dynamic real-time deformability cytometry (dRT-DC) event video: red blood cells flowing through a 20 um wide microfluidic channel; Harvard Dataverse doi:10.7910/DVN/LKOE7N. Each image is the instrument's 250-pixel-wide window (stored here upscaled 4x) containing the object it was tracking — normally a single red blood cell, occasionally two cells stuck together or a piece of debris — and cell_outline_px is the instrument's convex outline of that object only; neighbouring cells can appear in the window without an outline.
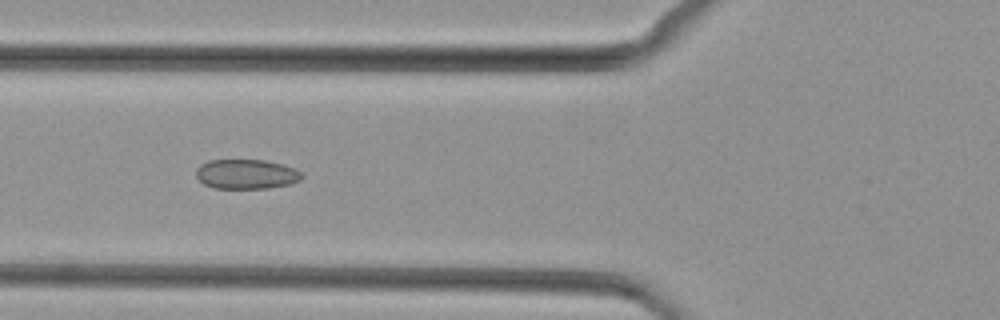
{"species": "common noctule bat (a hibernating species)", "species_latin": "Nyctalus noctula", "temperature_condition": "cold", "stored_images_in_passage": 40, "camera_frame_rate_fps": 3000, "um_per_image_px": 0.085, "animal": {"sex": "female", "body_mass_g": 29.2, "forearm_length_mm": 56.3}, "frame": {"image": 1, "passage_image": 17, "time_ms": 5.333, "image_size_px": [1000, 320], "cell_outline_px": [[304, 176], [300, 180], [288, 184], [268, 188], [212, 188], [204, 184], [196, 176], [196, 168], [200, 164], [208, 160], [264, 160], [296, 168]], "centroid_in_image_um": [20.91, 14.8], "position_along_channel_um": 104.9, "area_um2": 18.26}}
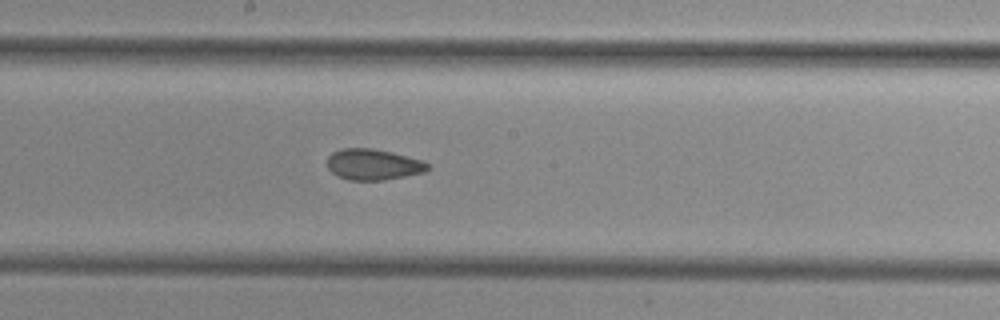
{"frame": {"image": 2, "passage_image": 25, "time_ms": 8.0, "image_size_px": [1000, 320], "cell_outline_px": [[432, 168], [424, 172], [384, 180], [348, 180], [336, 176], [328, 168], [328, 156], [332, 152], [340, 148], [372, 148], [392, 152], [420, 160], [428, 164]], "centroid_in_image_um": [31.7, 13.98], "position_along_channel_um": 216.5, "area_um2": 18.15}}
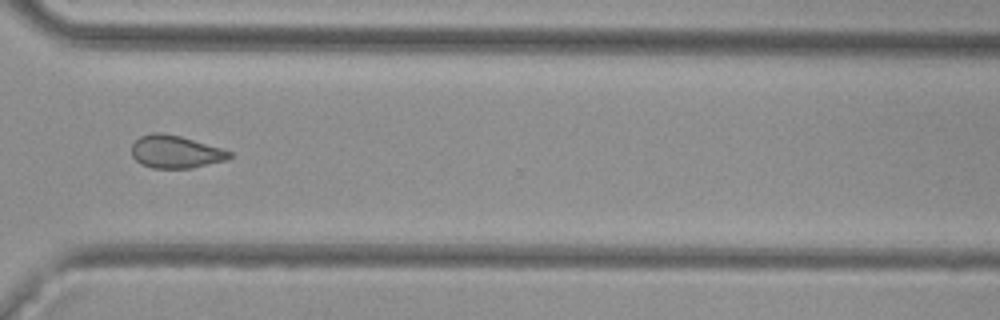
{"frame": {"image": 3, "passage_image": 35, "time_ms": 11.333, "image_size_px": [1000, 320], "cell_outline_px": [[232, 156], [228, 160], [192, 168], [152, 168], [140, 164], [132, 156], [132, 144], [140, 136], [152, 132], [160, 132], [180, 136], [220, 148], [232, 152]], "centroid_in_image_um": [14.91, 12.91], "position_along_channel_um": 355.7, "area_um2": 18.67}}